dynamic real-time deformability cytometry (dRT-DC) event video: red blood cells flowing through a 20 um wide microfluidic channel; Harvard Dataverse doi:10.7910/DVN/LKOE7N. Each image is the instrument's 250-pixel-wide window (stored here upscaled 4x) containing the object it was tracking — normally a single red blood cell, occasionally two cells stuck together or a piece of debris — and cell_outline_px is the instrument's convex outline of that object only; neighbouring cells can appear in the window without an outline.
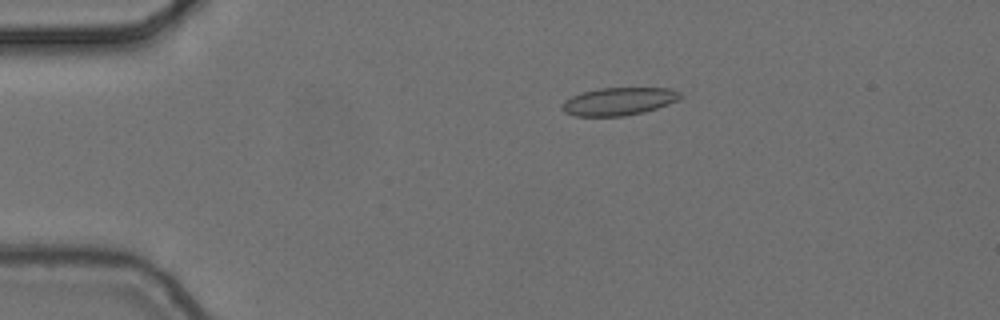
{"species": "common noctule bat (a hibernating species)", "species_latin": "Nyctalus noctula", "temperature_condition": "cold", "stored_images_in_passage": 5, "camera_frame_rate_fps": 3000, "um_per_image_px": 0.085, "animal": {"sex": "female", "body_mass_g": 24.6, "forearm_length_mm": 56.2}, "frame": {"image": 1, "passage_image": 4, "time_ms": 1.0, "image_size_px": [1000, 320], "cell_outline_px": [[680, 96], [676, 100], [668, 104], [644, 112], [624, 116], [576, 116], [564, 112], [560, 108], [560, 104], [564, 100], [572, 96], [584, 92], [600, 88], [672, 88], [680, 92]], "centroid_in_image_um": [52.55, 8.62], "position_along_channel_um": 32.5, "area_um2": 19.07}}